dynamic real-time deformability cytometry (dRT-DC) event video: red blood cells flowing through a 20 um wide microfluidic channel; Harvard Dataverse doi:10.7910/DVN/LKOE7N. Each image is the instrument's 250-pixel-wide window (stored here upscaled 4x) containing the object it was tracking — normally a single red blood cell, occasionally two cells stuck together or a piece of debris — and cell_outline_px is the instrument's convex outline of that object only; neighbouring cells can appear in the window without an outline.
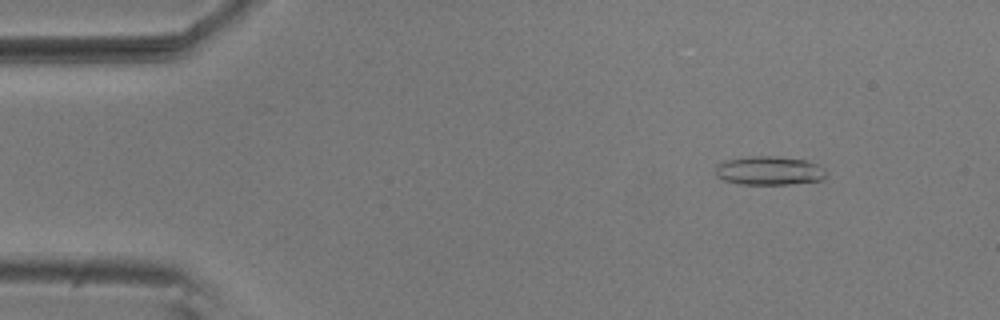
{"species": "common noctule bat (a hibernating species)", "species_latin": "Nyctalus noctula", "temperature_condition": "room temperature", "stored_images_in_passage": 7, "camera_frame_rate_fps": 3000, "um_per_image_px": 0.085, "animal": {"sex": "male", "body_mass_g": 20.5, "forearm_length_mm": 52.5}, "frame": {"image": 1, "passage_image": 2, "time_ms": 0.333, "image_size_px": [1000, 320], "cell_outline_px": [[824, 180], [788, 184], [740, 184], [724, 180], [716, 176], [716, 164], [724, 160], [748, 156], [772, 156], [804, 160], [816, 164], [824, 172]], "centroid_in_image_um": [65.31, 14.5], "position_along_channel_um": 19.7, "area_um2": 18.38}}
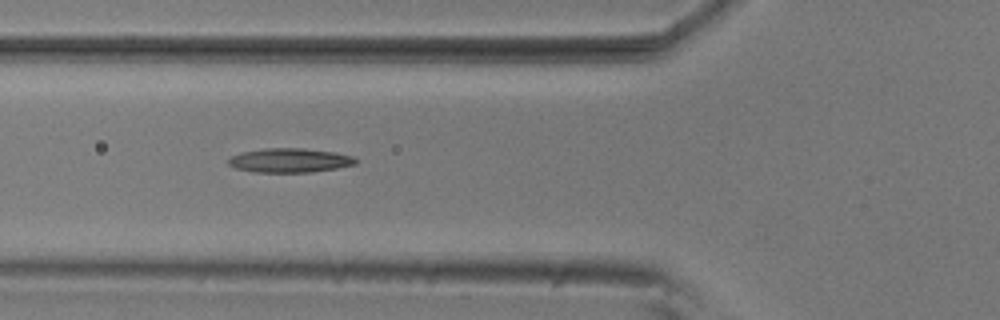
{"frame": {"image": 2, "passage_image": 6, "time_ms": 1.667, "image_size_px": [1000, 320], "cell_outline_px": [[356, 164], [336, 168], [312, 172], [252, 172], [236, 168], [228, 164], [228, 160], [232, 156], [240, 152], [264, 148], [304, 148], [336, 152], [352, 156], [356, 160]], "centroid_in_image_um": [24.61, 13.62], "position_along_channel_um": 101.2, "area_um2": 17.98}}
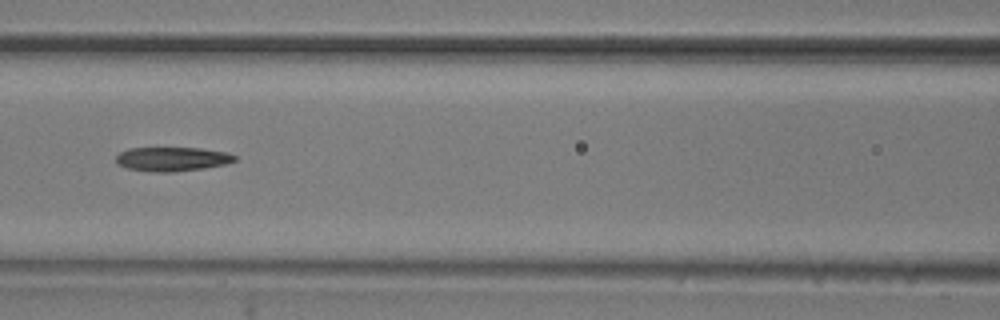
{"frame": {"image": 3, "passage_image": 7, "time_ms": 2.0, "image_size_px": [1000, 320], "cell_outline_px": [[236, 160], [224, 164], [204, 168], [172, 172], [152, 172], [128, 168], [116, 164], [116, 156], [120, 152], [128, 148], [200, 148], [228, 152], [236, 156]], "centroid_in_image_um": [14.62, 13.51], "position_along_channel_um": 152.0, "area_um2": 16.7}}